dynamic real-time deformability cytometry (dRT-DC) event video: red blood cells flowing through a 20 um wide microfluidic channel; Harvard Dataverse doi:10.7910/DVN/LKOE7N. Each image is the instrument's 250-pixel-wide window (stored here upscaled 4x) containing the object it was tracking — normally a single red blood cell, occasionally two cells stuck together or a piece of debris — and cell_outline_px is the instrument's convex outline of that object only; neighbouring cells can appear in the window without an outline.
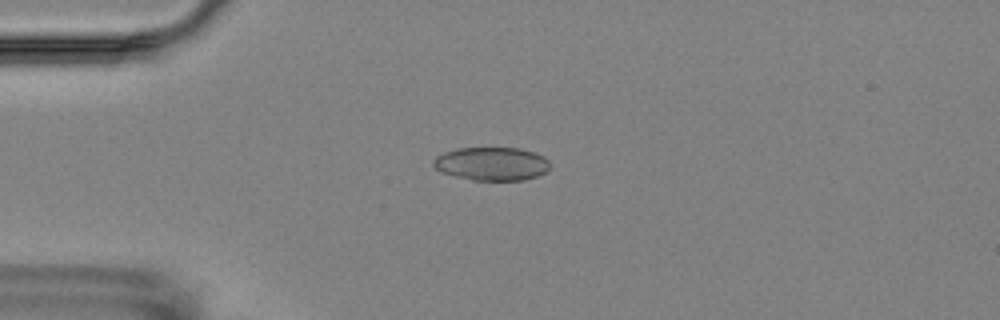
{"species": "Egyptian fruit bat (a non-hibernating species)", "species_latin": "Rousettus aegyptiacus", "temperature_condition": "room temperature", "stored_images_in_passage": 14, "camera_frame_rate_fps": 3000, "um_per_image_px": 0.085, "animal": {"sex": "female"}, "frame": {"image": 1, "passage_image": 4, "time_ms": 3.333, "image_size_px": [1000, 320], "cell_outline_px": [[548, 168], [544, 172], [536, 176], [524, 180], [472, 180], [440, 172], [432, 164], [432, 160], [436, 156], [444, 152], [456, 148], [520, 148], [536, 152], [544, 156], [548, 160]], "centroid_in_image_um": [41.77, 13.91], "position_along_channel_um": 43.2, "area_um2": 22.72}}
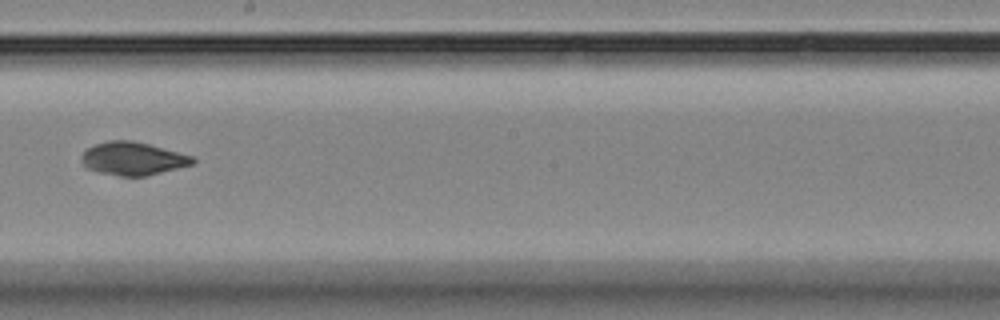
{"frame": {"image": 2, "passage_image": 9, "time_ms": 9.333, "image_size_px": [1000, 320], "cell_outline_px": [[196, 160], [192, 164], [144, 176], [120, 176], [96, 172], [88, 168], [84, 164], [84, 152], [88, 148], [96, 144], [108, 140], [132, 140], [148, 144], [192, 156]], "centroid_in_image_um": [11.29, 13.48], "position_along_channel_um": 236.9, "area_um2": 20.92}}
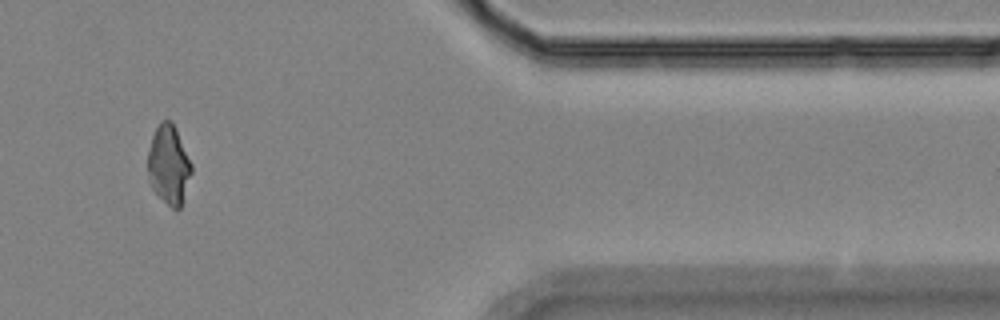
{"frame": {"image": 3, "passage_image": 13, "time_ms": 14.667, "image_size_px": [1000, 320], "cell_outline_px": [[192, 172], [180, 208], [176, 212], [152, 188], [148, 172], [148, 152], [152, 136], [160, 120], [172, 120], [176, 128], [192, 164]], "centroid_in_image_um": [14.36, 13.98], "position_along_channel_um": 397.0, "area_um2": 20.0}, "authors_computed_cell_mechanics": {"area_um2": 22.1085, "velocity_mm_per_s": 3.5545, "shape_relaxation_time_tau1_ms": 3.6969, "shape_relaxation_time_tau2_ms": 2.9929, "deformation_change_tau1": 0.1145, "deformation_change_tau2": 0.0529}}